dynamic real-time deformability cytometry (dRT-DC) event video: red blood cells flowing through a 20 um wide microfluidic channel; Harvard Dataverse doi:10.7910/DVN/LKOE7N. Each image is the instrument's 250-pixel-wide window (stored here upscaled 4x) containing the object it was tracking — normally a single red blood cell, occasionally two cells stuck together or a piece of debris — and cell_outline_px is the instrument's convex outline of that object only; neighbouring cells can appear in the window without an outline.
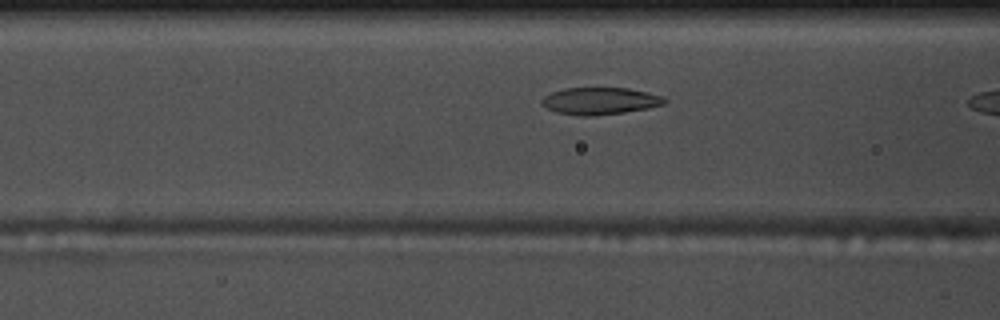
{"species": "common noctule bat (a hibernating species)", "species_latin": "Nyctalus noctula", "temperature_condition": "warm", "stored_images_in_passage": 15, "camera_frame_rate_fps": 3000, "um_per_image_px": 0.085, "animal": {"sex": "male", "body_mass_g": 17.5, "forearm_length_mm": 52.3}, "frame": {"image": 1, "passage_image": 13, "time_ms": 4.0, "image_size_px": [1000, 320], "cell_outline_px": [[668, 100], [664, 104], [648, 108], [624, 112], [588, 116], [580, 116], [556, 112], [540, 104], [540, 100], [544, 96], [552, 92], [564, 88], [628, 88], [648, 92], [660, 96]], "centroid_in_image_um": [50.97, 8.58], "position_along_channel_um": 115.6, "area_um2": 19.31}}